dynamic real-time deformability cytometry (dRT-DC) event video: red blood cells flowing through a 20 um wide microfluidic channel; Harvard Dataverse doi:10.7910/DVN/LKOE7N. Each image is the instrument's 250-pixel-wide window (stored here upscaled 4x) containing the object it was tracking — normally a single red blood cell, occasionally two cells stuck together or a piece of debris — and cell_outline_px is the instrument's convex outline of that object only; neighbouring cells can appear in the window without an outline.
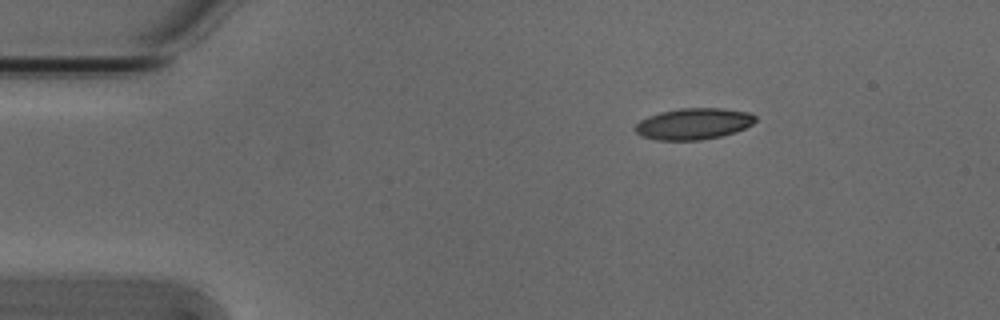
{"species": "Egyptian fruit bat (a non-hibernating species)", "species_latin": "Rousettus aegyptiacus", "temperature_condition": "cold", "stored_images_in_passage": 35, "camera_frame_rate_fps": 3000, "um_per_image_px": 0.085, "animal": {"sex": "male"}, "frame": {"image": 1, "passage_image": 1, "time_ms": 0.0, "image_size_px": [1000, 320], "cell_outline_px": [[756, 120], [752, 124], [736, 132], [720, 136], [700, 140], [656, 140], [644, 136], [636, 132], [636, 124], [640, 120], [648, 116], [660, 112], [680, 108], [724, 108], [748, 112], [756, 116]], "centroid_in_image_um": [58.97, 10.51], "position_along_channel_um": 26.0, "area_um2": 21.85}}
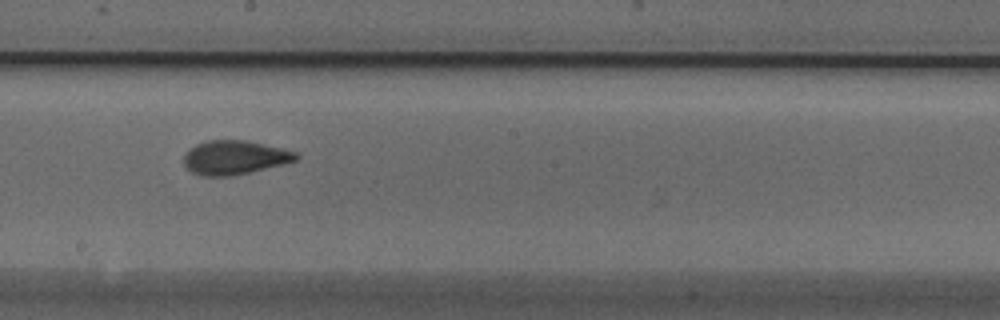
{"frame": {"image": 2, "passage_image": 22, "time_ms": 7.0, "image_size_px": [1000, 320], "cell_outline_px": [[300, 156], [296, 160], [284, 164], [232, 176], [200, 176], [192, 172], [184, 164], [184, 152], [188, 148], [196, 144], [208, 140], [244, 140], [280, 148], [296, 152]], "centroid_in_image_um": [19.9, 13.39], "position_along_channel_um": 228.3, "area_um2": 22.2}}
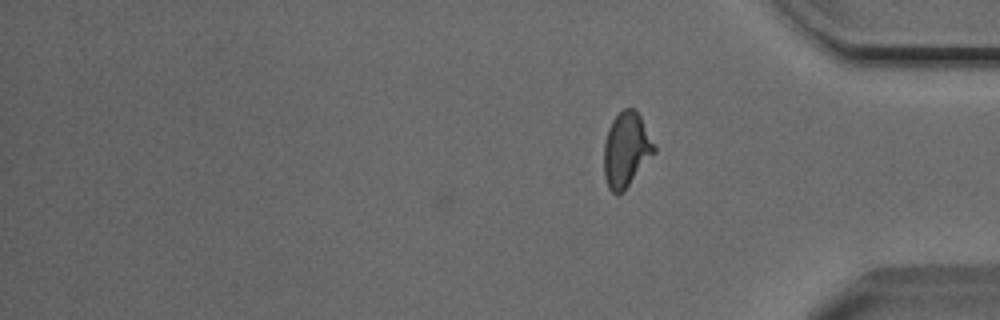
{"frame": {"image": 3, "passage_image": 35, "time_ms": 11.333, "image_size_px": [1000, 320], "cell_outline_px": [[656, 152], [628, 184], [620, 192], [612, 192], [608, 188], [604, 176], [604, 144], [608, 128], [612, 120], [624, 108], [632, 108], [640, 116], [656, 148]], "centroid_in_image_um": [53.21, 12.69], "position_along_channel_um": 382.0, "area_um2": 21.33}, "authors_computed_cell_mechanics": {"area_um2": 22.1374, "velocity_mm_per_s": 3.8176, "shape_relaxation_time_tau1_ms": 6.9995, "shape_relaxation_time_tau2_ms": 1.2846, "deformation_change_tau1": 0.2067, "deformation_change_tau2": 0.0707}}